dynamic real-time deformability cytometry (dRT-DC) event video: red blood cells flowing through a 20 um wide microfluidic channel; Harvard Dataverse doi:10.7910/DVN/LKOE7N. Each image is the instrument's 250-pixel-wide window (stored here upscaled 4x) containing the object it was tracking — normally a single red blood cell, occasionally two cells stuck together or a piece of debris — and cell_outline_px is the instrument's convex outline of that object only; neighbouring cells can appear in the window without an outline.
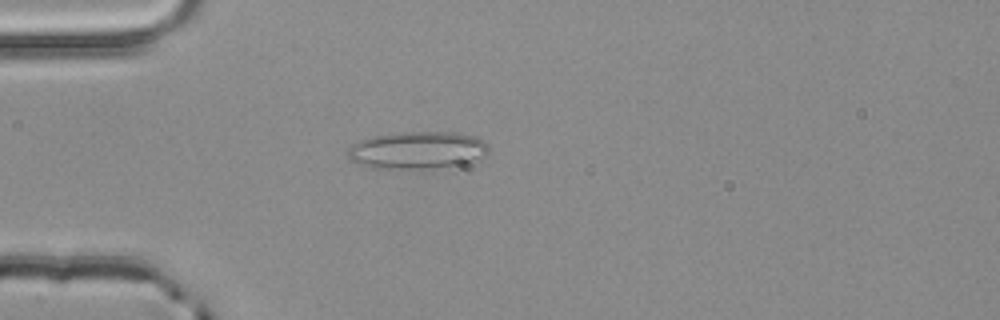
{"species": "common noctule bat (a hibernating species)", "species_latin": "Nyctalus noctula", "temperature_condition": "room temperature", "stored_images_in_passage": 2, "camera_frame_rate_fps": 3000, "um_per_image_px": 0.085, "animal": {"sex": "male", "body_mass_g": 20.4}, "frame": {"image": 1, "passage_image": 2, "time_ms": 0.333, "image_size_px": [1000, 320], "cell_outline_px": [[488, 152], [484, 156], [460, 164], [432, 168], [376, 168], [360, 164], [352, 160], [348, 156], [348, 148], [352, 144], [360, 140], [376, 136], [404, 132], [460, 132], [484, 140], [488, 144]], "centroid_in_image_um": [35.49, 12.75], "position_along_channel_um": 49.5, "area_um2": 30.29}}